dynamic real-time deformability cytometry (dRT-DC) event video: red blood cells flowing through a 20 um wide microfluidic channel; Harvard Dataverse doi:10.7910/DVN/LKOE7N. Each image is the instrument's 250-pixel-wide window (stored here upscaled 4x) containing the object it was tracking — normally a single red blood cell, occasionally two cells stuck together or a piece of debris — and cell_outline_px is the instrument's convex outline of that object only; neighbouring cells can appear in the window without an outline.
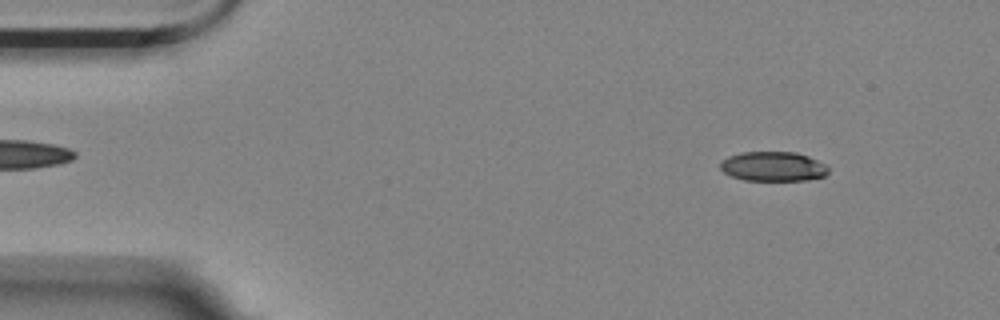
{"species": "Egyptian fruit bat (a non-hibernating species)", "species_latin": "Rousettus aegyptiacus", "temperature_condition": "room temperature", "stored_images_in_passage": 13, "camera_frame_rate_fps": 3000, "um_per_image_px": 0.085, "animal": {"sex": "female"}, "frame": {"image": 1, "passage_image": 6, "time_ms": 1.667, "image_size_px": [1000, 320], "cell_outline_px": [[828, 172], [824, 176], [808, 180], [744, 180], [732, 176], [724, 172], [720, 168], [720, 164], [728, 156], [740, 152], [796, 152], [808, 156], [828, 164]], "centroid_in_image_um": [65.75, 14.14], "position_along_channel_um": 19.3, "area_um2": 18.67}}